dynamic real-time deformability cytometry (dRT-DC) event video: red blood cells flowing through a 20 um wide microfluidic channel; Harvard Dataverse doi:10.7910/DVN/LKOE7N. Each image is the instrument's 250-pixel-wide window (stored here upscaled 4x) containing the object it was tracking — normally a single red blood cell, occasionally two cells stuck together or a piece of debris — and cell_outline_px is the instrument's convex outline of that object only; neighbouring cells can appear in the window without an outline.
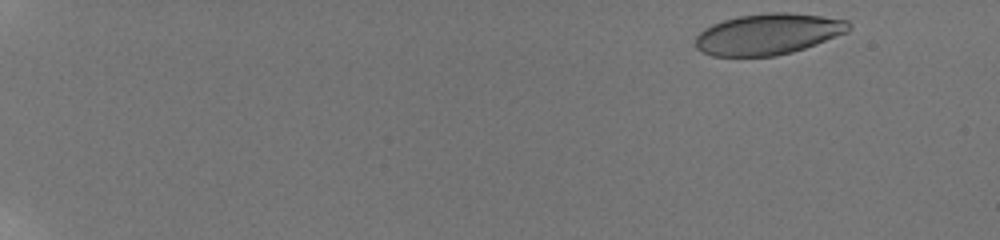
{"species": "human", "species_latin": "Homo sapiens", "temperature_condition": "room temperature", "stored_images_in_passage": 60, "camera_frame_rate_fps": 3000, "um_per_image_px": 0.085, "donor": {"sex": "male"}, "frame": {"image": 1, "passage_image": 2, "time_ms": 0.333, "image_size_px": [1000, 240], "cell_outline_px": [[852, 28], [848, 32], [816, 44], [792, 52], [776, 56], [712, 56], [696, 48], [696, 36], [704, 28], [712, 24], [724, 20], [740, 16], [768, 12], [788, 12], [820, 16], [848, 20], [852, 24]], "centroid_in_image_um": [65.32, 2.89], "position_along_channel_um": 19.7, "area_um2": 36.7}}
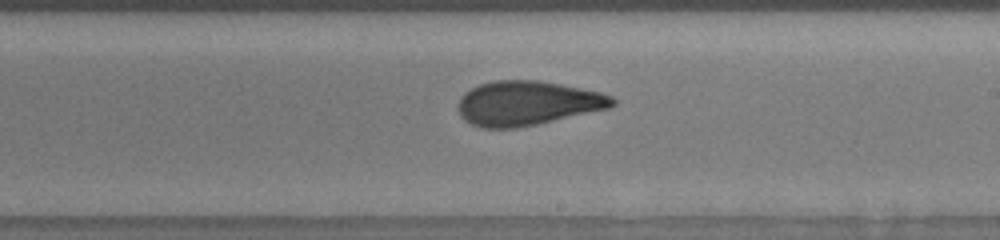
{"frame": {"image": 2, "passage_image": 38, "time_ms": 11.0, "image_size_px": [1000, 240], "cell_outline_px": [[616, 104], [608, 108], [536, 124], [516, 128], [480, 128], [464, 120], [460, 116], [460, 96], [464, 92], [480, 84], [496, 80], [536, 80], [560, 84], [600, 92], [612, 96], [616, 100]], "centroid_in_image_um": [44.81, 8.77], "position_along_channel_um": 244.2, "area_um2": 39.59}}
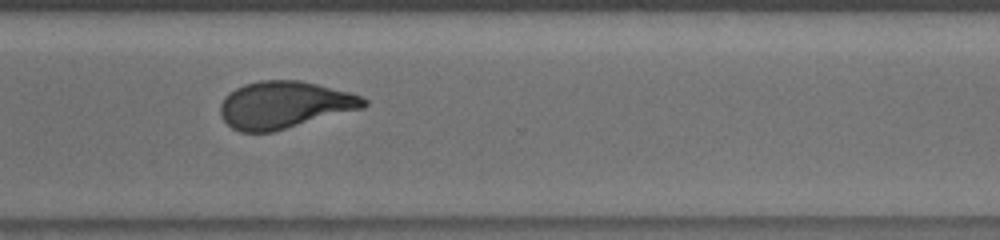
{"frame": {"image": 3, "passage_image": 47, "time_ms": 13.667, "image_size_px": [1000, 240], "cell_outline_px": [[368, 104], [364, 108], [272, 132], [240, 132], [232, 128], [220, 116], [220, 104], [224, 96], [228, 92], [244, 84], [260, 80], [300, 80], [348, 92], [360, 96], [368, 100]], "centroid_in_image_um": [24.15, 8.91], "position_along_channel_um": 346.5, "area_um2": 39.42}, "authors_computed_cell_mechanics": {"area_um2": 39.4774, "velocity_mm_per_s": 3.8379, "shape_relaxation_time_tau1_ms": 5.7078, "shape_relaxation_time_tau2_ms": 1.2548, "deformation_change_tau1": 0.1912, "deformation_change_tau2": 0.0924}}